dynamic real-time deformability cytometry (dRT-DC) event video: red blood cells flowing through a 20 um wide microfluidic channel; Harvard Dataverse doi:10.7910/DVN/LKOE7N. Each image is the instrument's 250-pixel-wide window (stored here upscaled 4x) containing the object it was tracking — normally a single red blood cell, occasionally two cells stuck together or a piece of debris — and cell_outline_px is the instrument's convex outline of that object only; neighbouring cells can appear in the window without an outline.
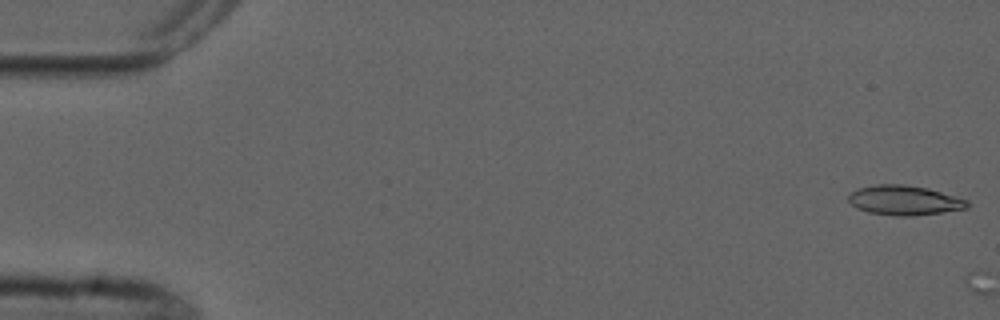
{"species": "common noctule bat (a hibernating species)", "species_latin": "Nyctalus noctula", "temperature_condition": "cold", "stored_images_in_passage": 4, "camera_frame_rate_fps": 3000, "um_per_image_px": 0.085, "animal": {"sex": "male", "forearm_length_mm": 52.5}, "frame": {"image": 1, "passage_image": 1, "time_ms": 0.0, "image_size_px": [1000, 320], "cell_outline_px": [[968, 208], [912, 216], [896, 216], [868, 212], [856, 208], [848, 200], [848, 196], [856, 188], [876, 184], [904, 184], [928, 188], [968, 200]], "centroid_in_image_um": [76.84, 17.02], "position_along_channel_um": 8.2, "area_um2": 20.52}}